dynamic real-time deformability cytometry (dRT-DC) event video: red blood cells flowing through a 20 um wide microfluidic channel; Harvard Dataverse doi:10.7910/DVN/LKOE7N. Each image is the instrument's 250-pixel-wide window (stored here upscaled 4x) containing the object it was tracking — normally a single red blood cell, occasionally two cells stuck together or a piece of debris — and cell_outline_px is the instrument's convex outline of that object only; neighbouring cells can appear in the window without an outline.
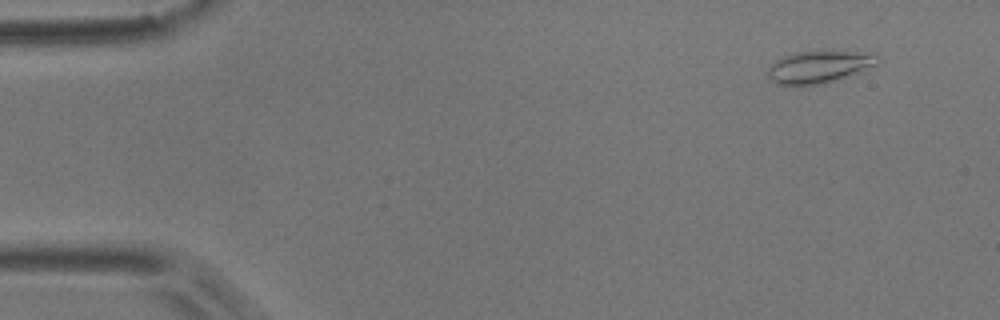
{"species": "common noctule bat (a hibernating species)", "species_latin": "Nyctalus noctula", "temperature_condition": "room temperature", "stored_images_in_passage": 49, "camera_frame_rate_fps": 3000, "um_per_image_px": 0.085, "animal": {"sex": "male", "body_mass_g": 17.9}, "frame": {"image": 1, "passage_image": 1, "time_ms": 0.0, "image_size_px": [1000, 320], "cell_outline_px": [[880, 60], [876, 64], [832, 80], [820, 84], [776, 84], [768, 76], [768, 64], [780, 56], [796, 52], [856, 52], [880, 56]], "centroid_in_image_um": [69.49, 5.66], "position_along_channel_um": 15.5, "area_um2": 19.77}}
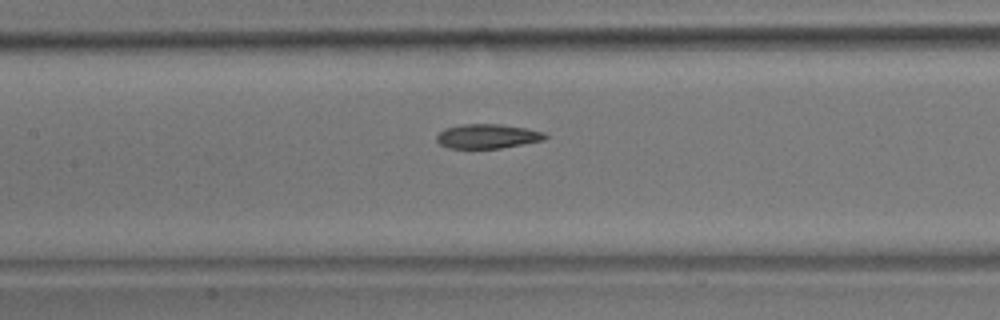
{"frame": {"image": 2, "passage_image": 21, "time_ms": 6.667, "image_size_px": [1000, 320], "cell_outline_px": [[548, 136], [544, 140], [500, 148], [448, 148], [440, 144], [436, 140], [436, 136], [444, 128], [460, 124], [500, 124], [524, 128], [544, 132]], "centroid_in_image_um": [41.4, 11.58], "position_along_channel_um": 166.0, "area_um2": 15.37}}
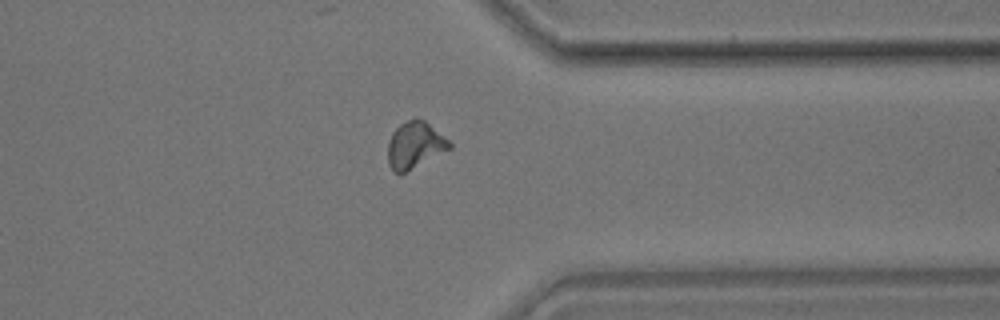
{"frame": {"image": 3, "passage_image": 38, "time_ms": 12.333, "image_size_px": [1000, 320], "cell_outline_px": [[452, 148], [404, 172], [392, 172], [388, 164], [388, 140], [392, 132], [400, 124], [412, 116], [416, 116], [424, 120], [444, 136], [452, 144]], "centroid_in_image_um": [35.24, 12.29], "position_along_channel_um": 376.2, "area_um2": 16.76}, "authors_computed_cell_mechanics": {"area_um2": 16.184, "velocity_mm_per_s": 3.7996, "shape_relaxation_time_tau1_ms": 9.0303, "shape_relaxation_time_tau2_ms": 3.479, "deformation_change_tau1": 0.2099, "deformation_change_tau2": 0.0706}}